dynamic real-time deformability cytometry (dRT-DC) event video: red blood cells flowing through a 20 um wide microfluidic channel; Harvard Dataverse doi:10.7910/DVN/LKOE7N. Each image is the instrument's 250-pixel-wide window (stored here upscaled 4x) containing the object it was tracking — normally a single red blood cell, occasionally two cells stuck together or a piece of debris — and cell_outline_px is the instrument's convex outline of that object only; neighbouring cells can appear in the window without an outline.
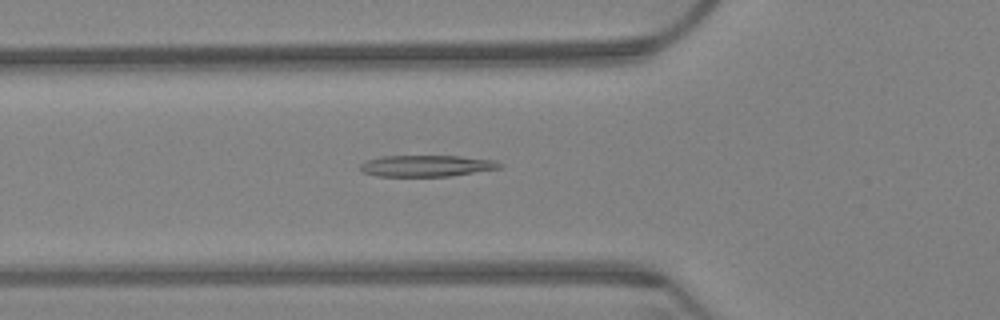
{"species": "Egyptian fruit bat (a non-hibernating species)", "species_latin": "Rousettus aegyptiacus", "temperature_condition": "warm", "stored_images_in_passage": 45, "camera_frame_rate_fps": 3000, "um_per_image_px": 0.085, "animal": {"sex": "female"}, "frame": {"image": 1, "passage_image": 5, "time_ms": 1.333, "image_size_px": [1000, 320], "cell_outline_px": [[504, 164], [500, 168], [448, 176], [376, 176], [364, 172], [360, 168], [360, 164], [368, 160], [380, 156], [460, 156], [496, 160]], "centroid_in_image_um": [36.28, 14.09], "position_along_channel_um": 89.5, "area_um2": 17.28}}
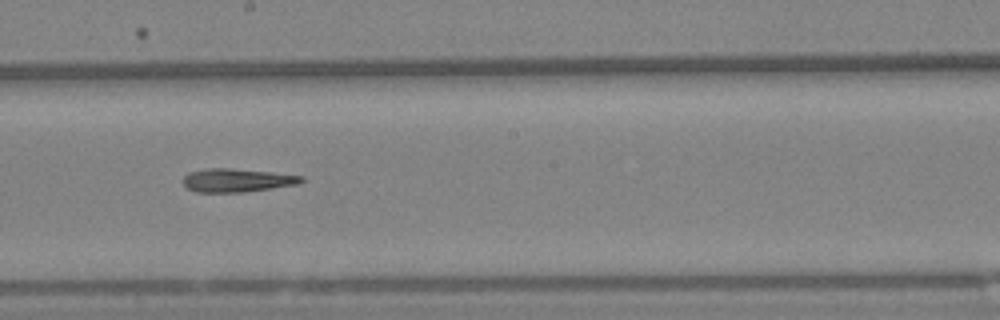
{"frame": {"image": 2, "passage_image": 18, "time_ms": 5.667, "image_size_px": [1000, 320], "cell_outline_px": [[304, 180], [296, 184], [272, 188], [244, 192], [196, 192], [188, 188], [184, 184], [184, 176], [188, 172], [204, 168], [228, 168], [272, 172], [304, 176]], "centroid_in_image_um": [20.12, 15.31], "position_along_channel_um": 228.1, "area_um2": 16.07}}
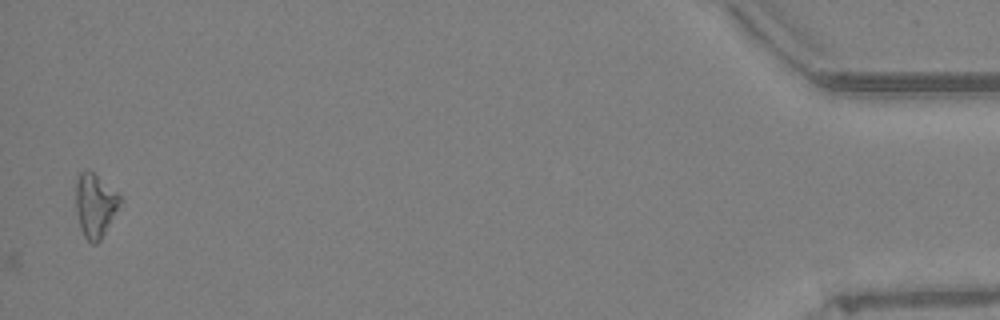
{"frame": {"image": 3, "passage_image": 45, "time_ms": 14.667, "image_size_px": [1000, 320], "cell_outline_px": [[120, 200], [100, 240], [96, 244], [92, 244], [84, 236], [80, 228], [76, 212], [76, 180], [80, 172], [88, 168], [116, 192], [120, 196]], "centroid_in_image_um": [8.02, 17.42], "position_along_channel_um": 427.2, "area_um2": 15.84}}